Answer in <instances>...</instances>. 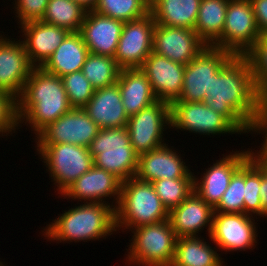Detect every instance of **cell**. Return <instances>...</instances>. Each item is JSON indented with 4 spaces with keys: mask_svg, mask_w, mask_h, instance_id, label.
I'll return each mask as SVG.
<instances>
[{
    "mask_svg": "<svg viewBox=\"0 0 267 266\" xmlns=\"http://www.w3.org/2000/svg\"><path fill=\"white\" fill-rule=\"evenodd\" d=\"M27 55L35 67H41L70 33L67 29L41 20L22 24Z\"/></svg>",
    "mask_w": 267,
    "mask_h": 266,
    "instance_id": "cell-23",
    "label": "cell"
},
{
    "mask_svg": "<svg viewBox=\"0 0 267 266\" xmlns=\"http://www.w3.org/2000/svg\"><path fill=\"white\" fill-rule=\"evenodd\" d=\"M152 185L163 205L170 211L194 191V178L161 179L153 181Z\"/></svg>",
    "mask_w": 267,
    "mask_h": 266,
    "instance_id": "cell-33",
    "label": "cell"
},
{
    "mask_svg": "<svg viewBox=\"0 0 267 266\" xmlns=\"http://www.w3.org/2000/svg\"><path fill=\"white\" fill-rule=\"evenodd\" d=\"M61 79L72 108H83L95 91L89 80L82 71L66 74Z\"/></svg>",
    "mask_w": 267,
    "mask_h": 266,
    "instance_id": "cell-37",
    "label": "cell"
},
{
    "mask_svg": "<svg viewBox=\"0 0 267 266\" xmlns=\"http://www.w3.org/2000/svg\"><path fill=\"white\" fill-rule=\"evenodd\" d=\"M89 152L94 166L114 174L122 182L137 173L138 155L134 152L127 127L100 129Z\"/></svg>",
    "mask_w": 267,
    "mask_h": 266,
    "instance_id": "cell-5",
    "label": "cell"
},
{
    "mask_svg": "<svg viewBox=\"0 0 267 266\" xmlns=\"http://www.w3.org/2000/svg\"><path fill=\"white\" fill-rule=\"evenodd\" d=\"M88 48L79 32H70L41 68L47 73L63 77L82 70Z\"/></svg>",
    "mask_w": 267,
    "mask_h": 266,
    "instance_id": "cell-26",
    "label": "cell"
},
{
    "mask_svg": "<svg viewBox=\"0 0 267 266\" xmlns=\"http://www.w3.org/2000/svg\"><path fill=\"white\" fill-rule=\"evenodd\" d=\"M155 25L151 13L124 23L114 57L121 69L142 66L153 51Z\"/></svg>",
    "mask_w": 267,
    "mask_h": 266,
    "instance_id": "cell-13",
    "label": "cell"
},
{
    "mask_svg": "<svg viewBox=\"0 0 267 266\" xmlns=\"http://www.w3.org/2000/svg\"><path fill=\"white\" fill-rule=\"evenodd\" d=\"M117 84L128 116L152 105L156 98L147 76L140 68L121 69Z\"/></svg>",
    "mask_w": 267,
    "mask_h": 266,
    "instance_id": "cell-25",
    "label": "cell"
},
{
    "mask_svg": "<svg viewBox=\"0 0 267 266\" xmlns=\"http://www.w3.org/2000/svg\"><path fill=\"white\" fill-rule=\"evenodd\" d=\"M122 181L114 174L93 166L86 173L81 175L72 185H70L61 195L64 198L84 200L83 203H103L107 204L106 197L115 198L116 206L120 200ZM104 199V200H103Z\"/></svg>",
    "mask_w": 267,
    "mask_h": 266,
    "instance_id": "cell-20",
    "label": "cell"
},
{
    "mask_svg": "<svg viewBox=\"0 0 267 266\" xmlns=\"http://www.w3.org/2000/svg\"><path fill=\"white\" fill-rule=\"evenodd\" d=\"M19 124L17 99L6 91L0 90V134H9ZM8 132V133H7Z\"/></svg>",
    "mask_w": 267,
    "mask_h": 266,
    "instance_id": "cell-38",
    "label": "cell"
},
{
    "mask_svg": "<svg viewBox=\"0 0 267 266\" xmlns=\"http://www.w3.org/2000/svg\"><path fill=\"white\" fill-rule=\"evenodd\" d=\"M257 153V154H256ZM252 152V155L261 163L267 170V151Z\"/></svg>",
    "mask_w": 267,
    "mask_h": 266,
    "instance_id": "cell-43",
    "label": "cell"
},
{
    "mask_svg": "<svg viewBox=\"0 0 267 266\" xmlns=\"http://www.w3.org/2000/svg\"><path fill=\"white\" fill-rule=\"evenodd\" d=\"M245 163L233 174L230 184L214 212L244 213Z\"/></svg>",
    "mask_w": 267,
    "mask_h": 266,
    "instance_id": "cell-36",
    "label": "cell"
},
{
    "mask_svg": "<svg viewBox=\"0 0 267 266\" xmlns=\"http://www.w3.org/2000/svg\"><path fill=\"white\" fill-rule=\"evenodd\" d=\"M110 205L85 202L70 208L48 224L42 235L58 242H87L109 236L116 231L115 205Z\"/></svg>",
    "mask_w": 267,
    "mask_h": 266,
    "instance_id": "cell-3",
    "label": "cell"
},
{
    "mask_svg": "<svg viewBox=\"0 0 267 266\" xmlns=\"http://www.w3.org/2000/svg\"><path fill=\"white\" fill-rule=\"evenodd\" d=\"M51 179L62 194L81 175L94 166L89 148L70 143L46 144L39 152Z\"/></svg>",
    "mask_w": 267,
    "mask_h": 266,
    "instance_id": "cell-7",
    "label": "cell"
},
{
    "mask_svg": "<svg viewBox=\"0 0 267 266\" xmlns=\"http://www.w3.org/2000/svg\"><path fill=\"white\" fill-rule=\"evenodd\" d=\"M201 0H150L155 23L169 27L194 29Z\"/></svg>",
    "mask_w": 267,
    "mask_h": 266,
    "instance_id": "cell-27",
    "label": "cell"
},
{
    "mask_svg": "<svg viewBox=\"0 0 267 266\" xmlns=\"http://www.w3.org/2000/svg\"><path fill=\"white\" fill-rule=\"evenodd\" d=\"M259 32L267 34V0H250Z\"/></svg>",
    "mask_w": 267,
    "mask_h": 266,
    "instance_id": "cell-41",
    "label": "cell"
},
{
    "mask_svg": "<svg viewBox=\"0 0 267 266\" xmlns=\"http://www.w3.org/2000/svg\"><path fill=\"white\" fill-rule=\"evenodd\" d=\"M261 163L252 155L245 162V195L244 213L262 217V205L260 199Z\"/></svg>",
    "mask_w": 267,
    "mask_h": 266,
    "instance_id": "cell-34",
    "label": "cell"
},
{
    "mask_svg": "<svg viewBox=\"0 0 267 266\" xmlns=\"http://www.w3.org/2000/svg\"><path fill=\"white\" fill-rule=\"evenodd\" d=\"M198 236L179 237L171 266H224L215 247Z\"/></svg>",
    "mask_w": 267,
    "mask_h": 266,
    "instance_id": "cell-29",
    "label": "cell"
},
{
    "mask_svg": "<svg viewBox=\"0 0 267 266\" xmlns=\"http://www.w3.org/2000/svg\"><path fill=\"white\" fill-rule=\"evenodd\" d=\"M83 109L100 129L127 126L129 116L123 106L117 83L95 90Z\"/></svg>",
    "mask_w": 267,
    "mask_h": 266,
    "instance_id": "cell-24",
    "label": "cell"
},
{
    "mask_svg": "<svg viewBox=\"0 0 267 266\" xmlns=\"http://www.w3.org/2000/svg\"><path fill=\"white\" fill-rule=\"evenodd\" d=\"M124 23L89 10L79 33L90 53L114 58Z\"/></svg>",
    "mask_w": 267,
    "mask_h": 266,
    "instance_id": "cell-19",
    "label": "cell"
},
{
    "mask_svg": "<svg viewBox=\"0 0 267 266\" xmlns=\"http://www.w3.org/2000/svg\"><path fill=\"white\" fill-rule=\"evenodd\" d=\"M167 125H171L170 104L165 101L158 100L129 116L126 127L134 152L139 156L165 145L162 134Z\"/></svg>",
    "mask_w": 267,
    "mask_h": 266,
    "instance_id": "cell-9",
    "label": "cell"
},
{
    "mask_svg": "<svg viewBox=\"0 0 267 266\" xmlns=\"http://www.w3.org/2000/svg\"><path fill=\"white\" fill-rule=\"evenodd\" d=\"M258 97L248 59L234 55L212 76L205 102L241 134L251 132L257 117Z\"/></svg>",
    "mask_w": 267,
    "mask_h": 266,
    "instance_id": "cell-1",
    "label": "cell"
},
{
    "mask_svg": "<svg viewBox=\"0 0 267 266\" xmlns=\"http://www.w3.org/2000/svg\"><path fill=\"white\" fill-rule=\"evenodd\" d=\"M34 68L22 41L7 37L0 40V90L18 99Z\"/></svg>",
    "mask_w": 267,
    "mask_h": 266,
    "instance_id": "cell-15",
    "label": "cell"
},
{
    "mask_svg": "<svg viewBox=\"0 0 267 266\" xmlns=\"http://www.w3.org/2000/svg\"><path fill=\"white\" fill-rule=\"evenodd\" d=\"M251 131L265 134L259 151H267V94L258 97L257 117Z\"/></svg>",
    "mask_w": 267,
    "mask_h": 266,
    "instance_id": "cell-40",
    "label": "cell"
},
{
    "mask_svg": "<svg viewBox=\"0 0 267 266\" xmlns=\"http://www.w3.org/2000/svg\"><path fill=\"white\" fill-rule=\"evenodd\" d=\"M260 199L262 205V216L267 217V170L261 165Z\"/></svg>",
    "mask_w": 267,
    "mask_h": 266,
    "instance_id": "cell-42",
    "label": "cell"
},
{
    "mask_svg": "<svg viewBox=\"0 0 267 266\" xmlns=\"http://www.w3.org/2000/svg\"><path fill=\"white\" fill-rule=\"evenodd\" d=\"M99 126L83 108H72L42 129L35 140L37 152L46 144L70 143L89 148L98 134Z\"/></svg>",
    "mask_w": 267,
    "mask_h": 266,
    "instance_id": "cell-10",
    "label": "cell"
},
{
    "mask_svg": "<svg viewBox=\"0 0 267 266\" xmlns=\"http://www.w3.org/2000/svg\"><path fill=\"white\" fill-rule=\"evenodd\" d=\"M14 2L18 23L22 25L26 22L42 20L49 0H15Z\"/></svg>",
    "mask_w": 267,
    "mask_h": 266,
    "instance_id": "cell-39",
    "label": "cell"
},
{
    "mask_svg": "<svg viewBox=\"0 0 267 266\" xmlns=\"http://www.w3.org/2000/svg\"><path fill=\"white\" fill-rule=\"evenodd\" d=\"M168 218L169 211L156 194L152 183L138 180L136 177L121 183L120 200L115 208L116 231L123 227L132 231Z\"/></svg>",
    "mask_w": 267,
    "mask_h": 266,
    "instance_id": "cell-4",
    "label": "cell"
},
{
    "mask_svg": "<svg viewBox=\"0 0 267 266\" xmlns=\"http://www.w3.org/2000/svg\"><path fill=\"white\" fill-rule=\"evenodd\" d=\"M170 128L188 130L201 135L240 134L221 114L206 102L173 101L170 104Z\"/></svg>",
    "mask_w": 267,
    "mask_h": 266,
    "instance_id": "cell-11",
    "label": "cell"
},
{
    "mask_svg": "<svg viewBox=\"0 0 267 266\" xmlns=\"http://www.w3.org/2000/svg\"><path fill=\"white\" fill-rule=\"evenodd\" d=\"M229 0H201L195 32L209 46L222 48V33Z\"/></svg>",
    "mask_w": 267,
    "mask_h": 266,
    "instance_id": "cell-28",
    "label": "cell"
},
{
    "mask_svg": "<svg viewBox=\"0 0 267 266\" xmlns=\"http://www.w3.org/2000/svg\"><path fill=\"white\" fill-rule=\"evenodd\" d=\"M252 217V218H251ZM245 213H213L212 230L208 236L219 249L245 251L257 243V222Z\"/></svg>",
    "mask_w": 267,
    "mask_h": 266,
    "instance_id": "cell-14",
    "label": "cell"
},
{
    "mask_svg": "<svg viewBox=\"0 0 267 266\" xmlns=\"http://www.w3.org/2000/svg\"><path fill=\"white\" fill-rule=\"evenodd\" d=\"M93 11L128 22L150 13V0H98Z\"/></svg>",
    "mask_w": 267,
    "mask_h": 266,
    "instance_id": "cell-32",
    "label": "cell"
},
{
    "mask_svg": "<svg viewBox=\"0 0 267 266\" xmlns=\"http://www.w3.org/2000/svg\"><path fill=\"white\" fill-rule=\"evenodd\" d=\"M213 213L214 208L193 191L183 202L169 211L168 219L178 238L198 236L197 233L207 226L210 236Z\"/></svg>",
    "mask_w": 267,
    "mask_h": 266,
    "instance_id": "cell-22",
    "label": "cell"
},
{
    "mask_svg": "<svg viewBox=\"0 0 267 266\" xmlns=\"http://www.w3.org/2000/svg\"><path fill=\"white\" fill-rule=\"evenodd\" d=\"M244 56L250 63L258 96L267 94V34H261Z\"/></svg>",
    "mask_w": 267,
    "mask_h": 266,
    "instance_id": "cell-35",
    "label": "cell"
},
{
    "mask_svg": "<svg viewBox=\"0 0 267 266\" xmlns=\"http://www.w3.org/2000/svg\"><path fill=\"white\" fill-rule=\"evenodd\" d=\"M87 10L73 0H49L41 21L79 32Z\"/></svg>",
    "mask_w": 267,
    "mask_h": 266,
    "instance_id": "cell-30",
    "label": "cell"
},
{
    "mask_svg": "<svg viewBox=\"0 0 267 266\" xmlns=\"http://www.w3.org/2000/svg\"><path fill=\"white\" fill-rule=\"evenodd\" d=\"M206 46L194 29L155 25L153 52L187 65Z\"/></svg>",
    "mask_w": 267,
    "mask_h": 266,
    "instance_id": "cell-16",
    "label": "cell"
},
{
    "mask_svg": "<svg viewBox=\"0 0 267 266\" xmlns=\"http://www.w3.org/2000/svg\"><path fill=\"white\" fill-rule=\"evenodd\" d=\"M140 69L147 76L158 100L171 104L179 98L183 88L185 65L152 51Z\"/></svg>",
    "mask_w": 267,
    "mask_h": 266,
    "instance_id": "cell-18",
    "label": "cell"
},
{
    "mask_svg": "<svg viewBox=\"0 0 267 266\" xmlns=\"http://www.w3.org/2000/svg\"><path fill=\"white\" fill-rule=\"evenodd\" d=\"M81 71L97 90L116 84L121 68L113 57L89 52Z\"/></svg>",
    "mask_w": 267,
    "mask_h": 266,
    "instance_id": "cell-31",
    "label": "cell"
},
{
    "mask_svg": "<svg viewBox=\"0 0 267 266\" xmlns=\"http://www.w3.org/2000/svg\"><path fill=\"white\" fill-rule=\"evenodd\" d=\"M252 156L250 151H236L217 160L203 178L194 177V191L213 208L219 203L228 188L233 174ZM198 179V180H197Z\"/></svg>",
    "mask_w": 267,
    "mask_h": 266,
    "instance_id": "cell-17",
    "label": "cell"
},
{
    "mask_svg": "<svg viewBox=\"0 0 267 266\" xmlns=\"http://www.w3.org/2000/svg\"><path fill=\"white\" fill-rule=\"evenodd\" d=\"M234 55L222 48L206 45L184 70L183 88L175 101L205 102L214 76Z\"/></svg>",
    "mask_w": 267,
    "mask_h": 266,
    "instance_id": "cell-8",
    "label": "cell"
},
{
    "mask_svg": "<svg viewBox=\"0 0 267 266\" xmlns=\"http://www.w3.org/2000/svg\"><path fill=\"white\" fill-rule=\"evenodd\" d=\"M261 33L250 0H229L222 33V49L244 56Z\"/></svg>",
    "mask_w": 267,
    "mask_h": 266,
    "instance_id": "cell-12",
    "label": "cell"
},
{
    "mask_svg": "<svg viewBox=\"0 0 267 266\" xmlns=\"http://www.w3.org/2000/svg\"><path fill=\"white\" fill-rule=\"evenodd\" d=\"M17 105L19 125L28 122L35 135L72 109L61 77L41 67L31 71Z\"/></svg>",
    "mask_w": 267,
    "mask_h": 266,
    "instance_id": "cell-2",
    "label": "cell"
},
{
    "mask_svg": "<svg viewBox=\"0 0 267 266\" xmlns=\"http://www.w3.org/2000/svg\"><path fill=\"white\" fill-rule=\"evenodd\" d=\"M126 259L139 266H171L174 260L177 236L169 219L135 228Z\"/></svg>",
    "mask_w": 267,
    "mask_h": 266,
    "instance_id": "cell-6",
    "label": "cell"
},
{
    "mask_svg": "<svg viewBox=\"0 0 267 266\" xmlns=\"http://www.w3.org/2000/svg\"><path fill=\"white\" fill-rule=\"evenodd\" d=\"M80 4L87 11L93 10L98 0H73Z\"/></svg>",
    "mask_w": 267,
    "mask_h": 266,
    "instance_id": "cell-44",
    "label": "cell"
},
{
    "mask_svg": "<svg viewBox=\"0 0 267 266\" xmlns=\"http://www.w3.org/2000/svg\"><path fill=\"white\" fill-rule=\"evenodd\" d=\"M165 144L138 156V168L135 177L144 182L161 179L194 178V174L185 165L180 154Z\"/></svg>",
    "mask_w": 267,
    "mask_h": 266,
    "instance_id": "cell-21",
    "label": "cell"
}]
</instances>
